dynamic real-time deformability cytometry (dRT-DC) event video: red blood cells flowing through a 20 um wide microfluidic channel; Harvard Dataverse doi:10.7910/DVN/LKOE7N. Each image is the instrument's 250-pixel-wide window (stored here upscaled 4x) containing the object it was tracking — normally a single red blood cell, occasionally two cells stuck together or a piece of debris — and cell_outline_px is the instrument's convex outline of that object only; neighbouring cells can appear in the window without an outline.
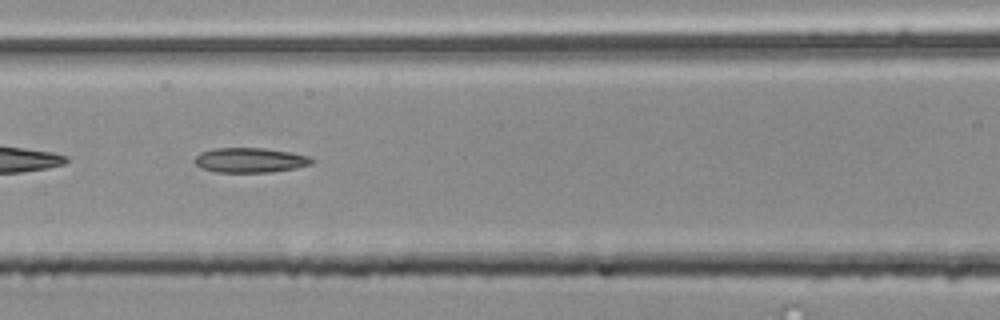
{"species": "common noctule bat (a hibernating species)", "species_latin": "Nyctalus noctula", "temperature_condition": "room temperature", "stored_images_in_passage": 56, "segment_of_instrument_passage": [2, 2], "camera_frame_rate_fps": 3000, "um_per_image_px": 0.085, "animal": {"sex": "male", "body_mass_g": 20.4}, "frame": {"image": 1, "passage_image": 25, "time_ms": 8.0, "image_size_px": [1000, 320], "cell_outline_px": [[316, 160], [312, 164], [296, 168], [272, 172], [216, 172], [200, 168], [192, 160], [200, 152], [212, 148], [264, 148], [288, 152], [308, 156]], "centroid_in_image_um": [21.23, 13.61], "position_along_channel_um": 145.4, "area_um2": 17.05}}
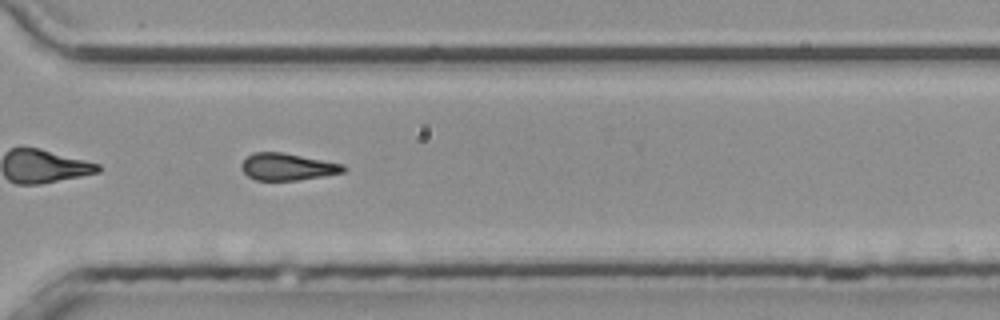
{"frame": {"image": 2, "passage_image": 41, "time_ms": 13.333, "image_size_px": [1000, 320], "cell_outline_px": [[348, 168], [344, 172], [324, 176], [300, 180], [256, 180], [248, 176], [240, 168], [240, 164], [252, 152], [284, 152], [344, 164]], "centroid_in_image_um": [24.45, 14.17], "position_along_channel_um": 346.1, "area_um2": 16.24}}
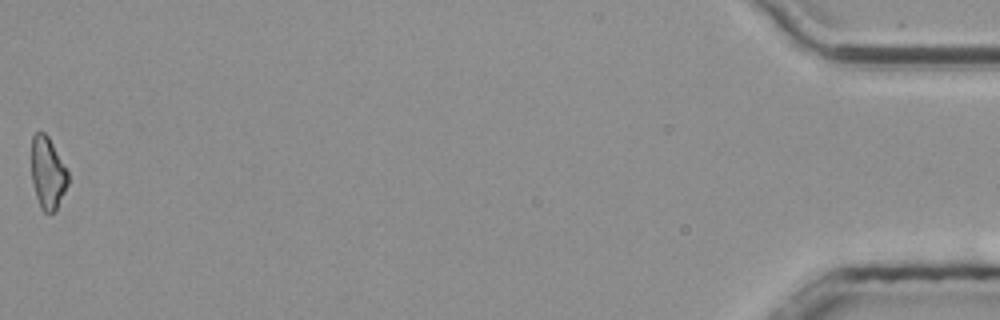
{"frame": {"image": 3, "passage_image": 56, "time_ms": 18.333, "image_size_px": [1000, 320], "cell_outline_px": [[68, 184], [56, 212], [48, 216], [40, 208], [36, 196], [32, 180], [32, 136], [36, 132], [44, 132], [48, 136], [68, 172]], "centroid_in_image_um": [4.06, 14.77], "position_along_channel_um": 431.1, "area_um2": 15.43}}